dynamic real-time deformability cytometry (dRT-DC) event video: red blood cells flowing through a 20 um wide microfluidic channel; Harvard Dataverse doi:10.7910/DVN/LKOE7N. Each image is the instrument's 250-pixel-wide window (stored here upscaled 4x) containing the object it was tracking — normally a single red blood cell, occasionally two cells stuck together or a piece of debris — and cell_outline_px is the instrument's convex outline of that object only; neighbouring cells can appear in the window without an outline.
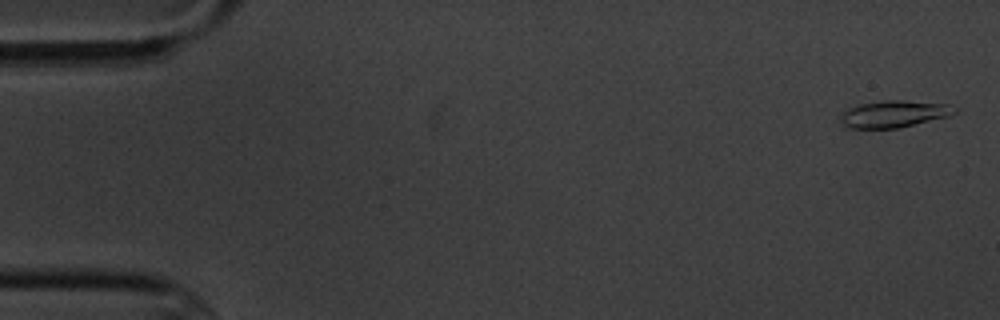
{"species": "common noctule bat (a hibernating species)", "species_latin": "Nyctalus noctula", "temperature_condition": "cold", "stored_images_in_passage": 5, "camera_frame_rate_fps": 3000, "um_per_image_px": 0.085, "animal": {"sex": "male", "body_mass_g": 20.1, "forearm_length_mm": 53.5}, "frame": {"image": 1, "passage_image": 1, "time_ms": 0.0, "image_size_px": [1000, 320], "cell_outline_px": [[956, 112], [948, 116], [900, 128], [848, 128], [840, 120], [840, 116], [848, 108], [860, 104], [884, 100], [900, 100], [948, 104], [956, 108]], "centroid_in_image_um": [75.98, 9.69], "position_along_channel_um": 9.0, "area_um2": 17.74}}